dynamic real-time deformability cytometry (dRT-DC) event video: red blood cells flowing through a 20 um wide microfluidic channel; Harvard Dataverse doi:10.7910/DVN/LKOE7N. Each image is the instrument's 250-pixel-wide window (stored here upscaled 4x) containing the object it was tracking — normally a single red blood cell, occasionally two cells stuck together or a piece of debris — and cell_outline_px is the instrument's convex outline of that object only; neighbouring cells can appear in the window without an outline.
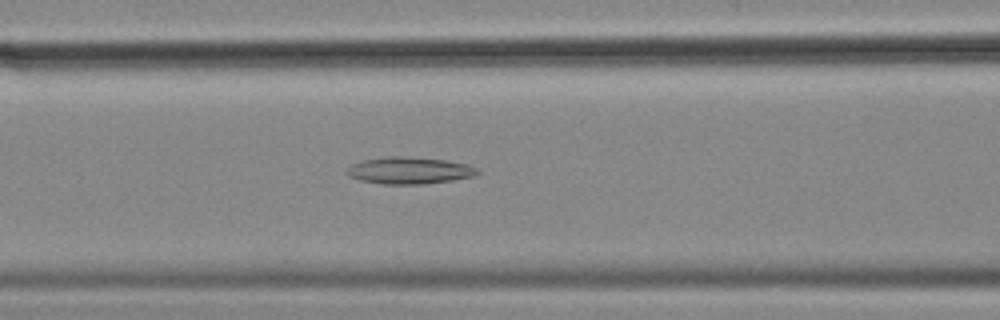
{"species": "common noctule bat (a hibernating species)", "species_latin": "Nyctalus noctula", "temperature_condition": "cold", "stored_images_in_passage": 32, "camera_frame_rate_fps": 3000, "um_per_image_px": 0.085, "animal": {"sex": "female", "body_mass_g": 18.4}, "frame": {"image": 1, "passage_image": 6, "time_ms": 1.667, "image_size_px": [1000, 320], "cell_outline_px": [[480, 172], [472, 176], [452, 180], [424, 184], [384, 184], [360, 180], [348, 176], [348, 168], [352, 164], [364, 160], [388, 156], [396, 156], [444, 160], [468, 164], [476, 168]], "centroid_in_image_um": [34.79, 14.5], "position_along_channel_um": 131.8, "area_um2": 20.11}}
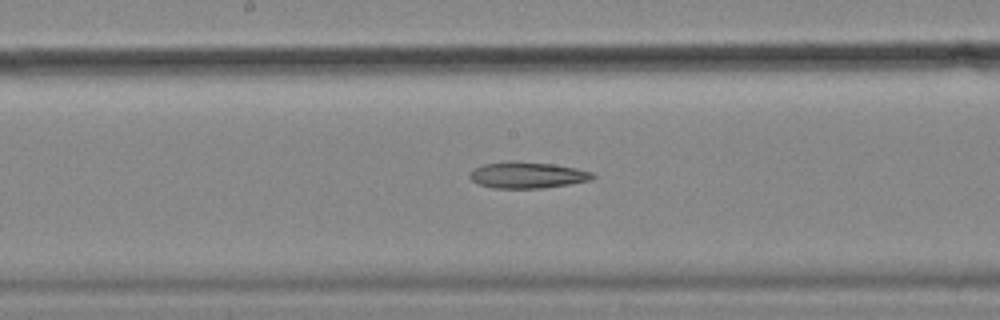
{"frame": {"image": 2, "passage_image": 12, "time_ms": 3.667, "image_size_px": [1000, 320], "cell_outline_px": [[596, 176], [592, 180], [568, 184], [540, 188], [496, 188], [480, 184], [472, 180], [468, 176], [472, 168], [484, 164], [516, 160], [552, 164], [576, 168], [592, 172]], "centroid_in_image_um": [44.82, 14.87], "position_along_channel_um": 203.4, "area_um2": 18.84}}
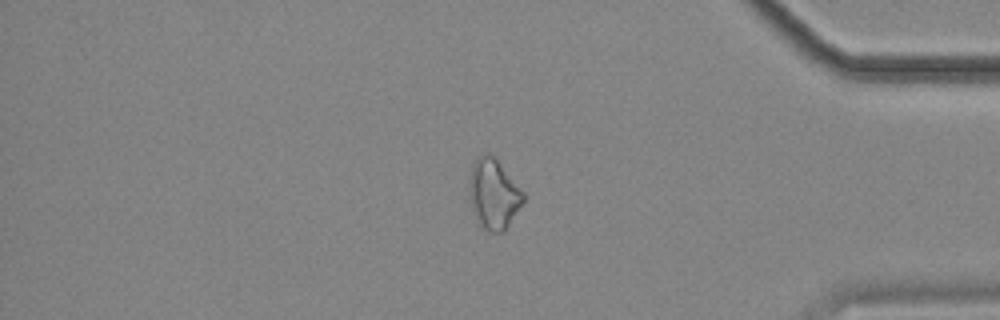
{"frame": {"image": 3, "passage_image": 30, "time_ms": 9.667, "image_size_px": [1000, 320], "cell_outline_px": [[524, 200], [504, 232], [488, 232], [480, 228], [476, 224], [472, 208], [472, 164], [484, 152], [488, 152], [496, 160], [524, 192]], "centroid_in_image_um": [41.98, 16.56], "position_along_channel_um": 393.2, "area_um2": 21.39}}